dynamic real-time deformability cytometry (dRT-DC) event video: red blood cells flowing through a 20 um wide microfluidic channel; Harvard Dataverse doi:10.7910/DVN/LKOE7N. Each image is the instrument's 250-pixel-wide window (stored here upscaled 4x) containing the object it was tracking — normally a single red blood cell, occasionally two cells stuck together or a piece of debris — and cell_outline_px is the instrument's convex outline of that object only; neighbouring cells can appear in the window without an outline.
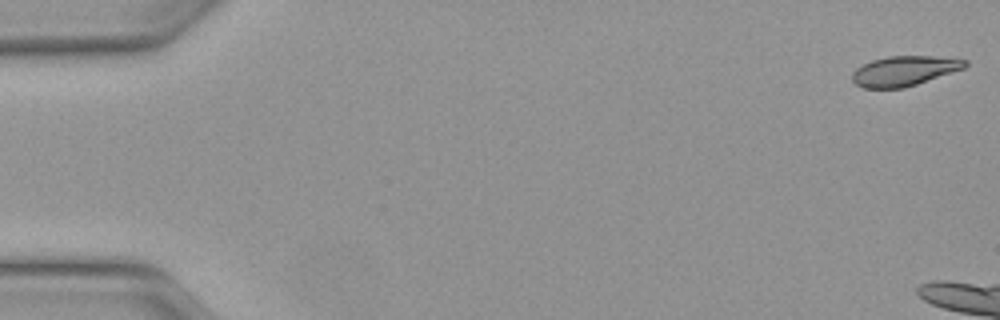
{"species": "Egyptian fruit bat (a non-hibernating species)", "species_latin": "Rousettus aegyptiacus", "temperature_condition": "warm", "stored_images_in_passage": 6, "camera_frame_rate_fps": 3000, "um_per_image_px": 0.085, "animal": {"sex": "female"}, "frame": {"image": 1, "passage_image": 1, "time_ms": 0.0, "image_size_px": [1000, 320], "cell_outline_px": [[968, 64], [964, 68], [904, 88], [864, 88], [856, 84], [852, 80], [852, 72], [856, 68], [872, 60], [888, 56], [932, 56], [968, 60]], "centroid_in_image_um": [76.84, 6.02], "position_along_channel_um": 8.2, "area_um2": 19.48}}